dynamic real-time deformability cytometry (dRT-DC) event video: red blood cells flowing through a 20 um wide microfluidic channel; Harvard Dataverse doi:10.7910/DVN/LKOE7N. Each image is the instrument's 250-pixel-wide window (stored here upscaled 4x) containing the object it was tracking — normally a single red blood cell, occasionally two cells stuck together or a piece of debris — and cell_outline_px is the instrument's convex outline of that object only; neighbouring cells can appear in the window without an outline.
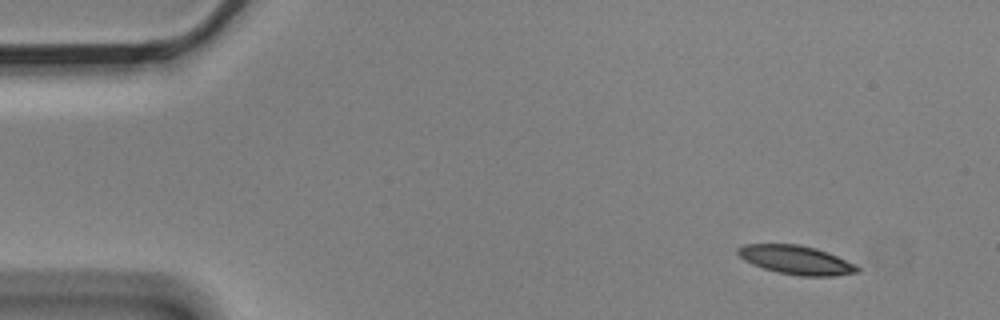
{"species": "Egyptian fruit bat (a non-hibernating species)", "species_latin": "Rousettus aegyptiacus", "temperature_condition": "cold", "stored_images_in_passage": 5, "camera_frame_rate_fps": 3000, "um_per_image_px": 0.085, "animal": {"sex": "male"}, "frame": {"image": 1, "passage_image": 1, "time_ms": 0.0, "image_size_px": [1000, 320], "cell_outline_px": [[860, 272], [832, 276], [800, 276], [776, 272], [752, 264], [744, 260], [736, 252], [736, 248], [744, 244], [800, 244], [816, 248], [828, 252], [856, 264], [860, 268]], "centroid_in_image_um": [67.68, 22.09], "position_along_channel_um": 17.3, "area_um2": 20.23}}